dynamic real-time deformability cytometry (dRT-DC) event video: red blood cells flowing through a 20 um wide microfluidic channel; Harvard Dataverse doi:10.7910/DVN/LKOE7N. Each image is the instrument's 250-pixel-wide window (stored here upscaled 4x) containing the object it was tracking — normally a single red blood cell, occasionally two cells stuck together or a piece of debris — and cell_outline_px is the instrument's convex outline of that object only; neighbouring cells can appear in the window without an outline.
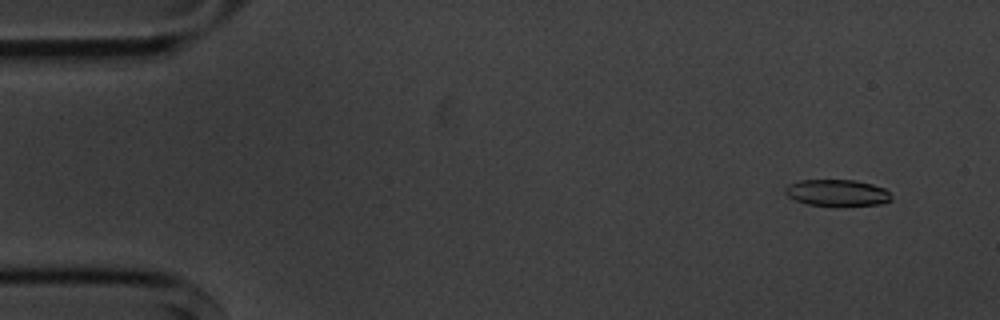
{"species": "common noctule bat (a hibernating species)", "species_latin": "Nyctalus noctula", "temperature_condition": "cold", "stored_images_in_passage": 6, "camera_frame_rate_fps": 3000, "um_per_image_px": 0.085, "animal": {"sex": "male", "body_mass_g": 20.1, "forearm_length_mm": 53.5}, "frame": {"image": 1, "passage_image": 2, "time_ms": 1.0, "image_size_px": [1000, 320], "cell_outline_px": [[892, 200], [880, 204], [840, 208], [832, 208], [808, 204], [796, 200], [788, 196], [784, 192], [784, 188], [788, 184], [800, 180], [856, 180], [872, 184], [884, 188], [888, 192]], "centroid_in_image_um": [71.15, 16.42], "position_along_channel_um": 13.9, "area_um2": 17.05}}